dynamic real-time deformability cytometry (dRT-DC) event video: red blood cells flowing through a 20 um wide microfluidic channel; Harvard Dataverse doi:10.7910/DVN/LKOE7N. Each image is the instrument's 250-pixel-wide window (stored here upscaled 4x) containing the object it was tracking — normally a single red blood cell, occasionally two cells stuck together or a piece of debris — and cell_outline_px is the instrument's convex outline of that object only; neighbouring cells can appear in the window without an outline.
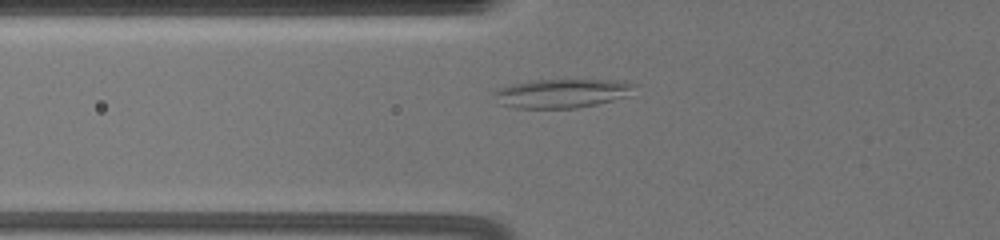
{"species": "common noctule bat (a hibernating species)", "species_latin": "Nyctalus noctula", "temperature_condition": "warm", "stored_images_in_passage": 28, "camera_frame_rate_fps": 3000, "um_per_image_px": 0.085, "animal": {"sex": "female", "body_mass_g": 19.5, "forearm_length_mm": 54.1}, "frame": {"image": 1, "passage_image": 7, "time_ms": 3.333, "image_size_px": [1000, 240], "cell_outline_px": [[636, 84], [624, 96], [612, 100], [596, 104], [576, 108], [516, 108], [500, 104], [492, 92], [496, 88], [508, 84], [532, 80], [628, 80]], "centroid_in_image_um": [47.68, 7.92], "position_along_channel_um": 78.1, "area_um2": 23.64}}
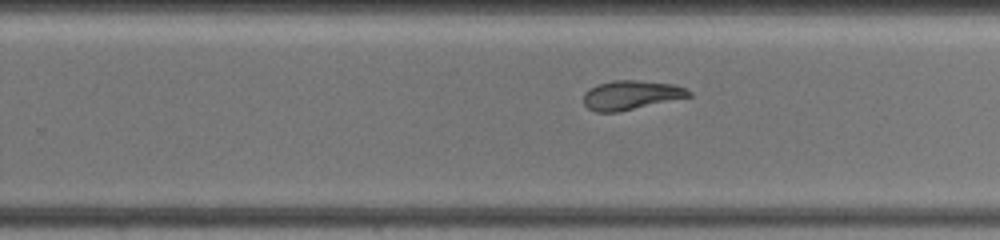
{"frame": {"image": 2, "passage_image": 17, "time_ms": 9.0, "image_size_px": [1000, 240], "cell_outline_px": [[692, 96], [616, 112], [596, 112], [588, 108], [584, 104], [584, 92], [588, 88], [596, 84], [612, 80], [640, 80], [672, 84], [688, 88], [692, 92]], "centroid_in_image_um": [53.63, 8.06], "position_along_channel_um": 276.2, "area_um2": 17.98}}
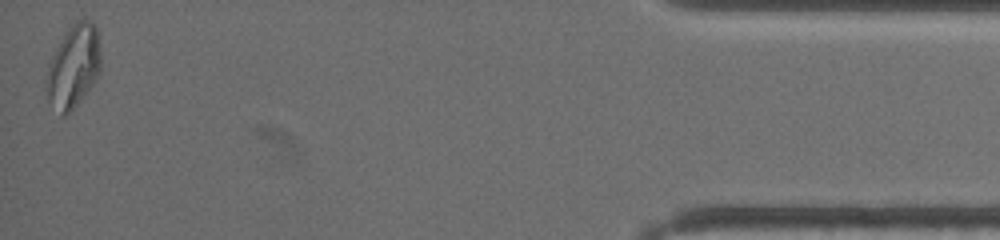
{"frame": {"image": 3, "passage_image": 28, "time_ms": 15.333, "image_size_px": [1000, 240], "cell_outline_px": [[100, 72], [76, 104], [64, 116], [60, 116], [48, 100], [44, 80], [48, 64], [60, 40], [76, 20], [92, 20], [96, 28], [100, 52]], "centroid_in_image_um": [6.2, 5.64], "position_along_channel_um": 429.0, "area_um2": 25.89}, "authors_computed_cell_mechanics": {"area_um2": 20.3745, "velocity_mm_per_s": 3.5232, "shape_relaxation_time_tau1_ms": 10.6426, "shape_relaxation_time_tau2_ms": 2.3653, "deformation_change_tau1": 0.1982, "deformation_change_tau2": 0.0771}}